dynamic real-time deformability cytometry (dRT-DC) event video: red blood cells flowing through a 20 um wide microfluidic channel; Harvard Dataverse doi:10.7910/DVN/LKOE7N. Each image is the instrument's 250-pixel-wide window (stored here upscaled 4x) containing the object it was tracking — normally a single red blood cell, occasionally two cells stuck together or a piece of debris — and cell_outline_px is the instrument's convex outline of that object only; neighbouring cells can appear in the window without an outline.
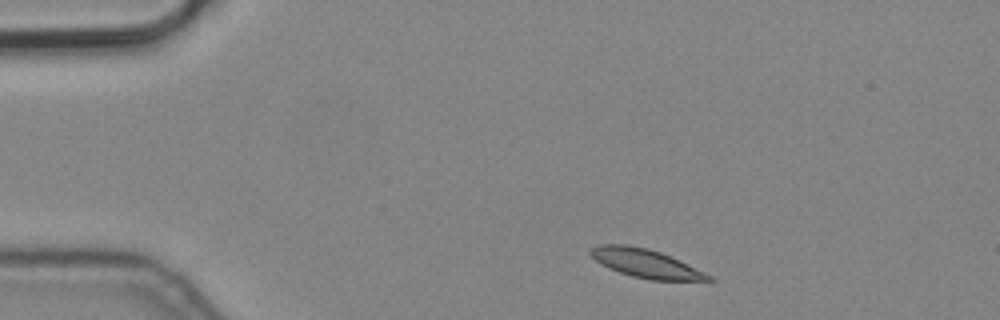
{"species": "common noctule bat (a hibernating species)", "species_latin": "Nyctalus noctula", "temperature_condition": "cold", "stored_images_in_passage": 2, "camera_frame_rate_fps": 3000, "um_per_image_px": 0.085, "animal": {"sex": "male", "body_mass_g": 19.2, "forearm_length_mm": 51.8}, "frame": {"image": 1, "passage_image": 1, "time_ms": 0.0, "image_size_px": [1000, 320], "cell_outline_px": [[716, 280], [648, 280], [632, 276], [608, 268], [600, 264], [588, 252], [592, 248], [600, 244], [628, 244], [648, 248], [660, 252], [704, 272], [712, 276]], "centroid_in_image_um": [54.84, 22.38], "position_along_channel_um": 30.2, "area_um2": 19.42}}